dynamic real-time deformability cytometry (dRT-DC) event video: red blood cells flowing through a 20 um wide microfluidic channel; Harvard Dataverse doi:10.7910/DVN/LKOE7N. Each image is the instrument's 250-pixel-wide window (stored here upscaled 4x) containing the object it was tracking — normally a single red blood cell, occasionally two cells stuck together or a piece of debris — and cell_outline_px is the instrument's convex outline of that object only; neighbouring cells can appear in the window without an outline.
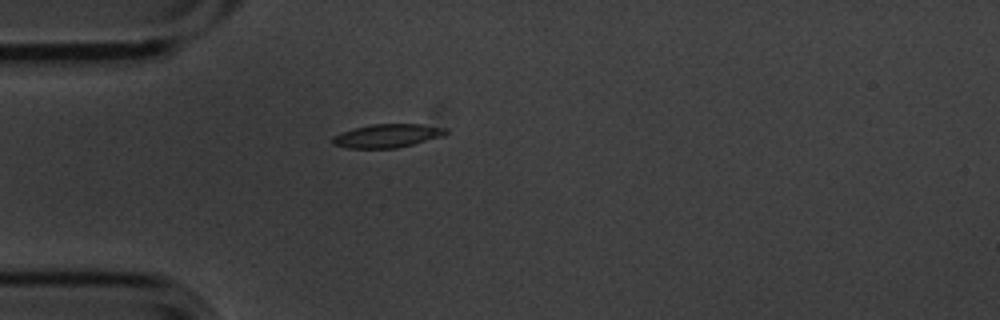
{"species": "common noctule bat (a hibernating species)", "species_latin": "Nyctalus noctula", "temperature_condition": "cold", "stored_images_in_passage": 2, "camera_frame_rate_fps": 3000, "um_per_image_px": 0.085, "animal": {"sex": "male", "body_mass_g": 20.1, "forearm_length_mm": 53.5}, "frame": {"image": 1, "passage_image": 1, "time_ms": 0.0, "image_size_px": [1000, 320], "cell_outline_px": [[448, 132], [444, 136], [396, 148], [348, 148], [332, 144], [332, 136], [340, 132], [352, 128], [372, 124], [420, 124], [448, 128]], "centroid_in_image_um": [32.9, 11.53], "position_along_channel_um": 52.1, "area_um2": 15.61}}